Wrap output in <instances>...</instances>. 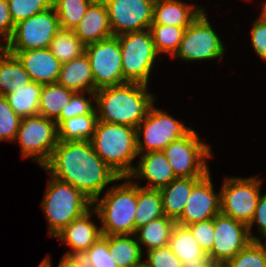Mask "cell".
Masks as SVG:
<instances>
[{"label":"cell","mask_w":266,"mask_h":267,"mask_svg":"<svg viewBox=\"0 0 266 267\" xmlns=\"http://www.w3.org/2000/svg\"><path fill=\"white\" fill-rule=\"evenodd\" d=\"M220 267H266V246L261 241H251L234 258Z\"/></svg>","instance_id":"cell-35"},{"label":"cell","mask_w":266,"mask_h":267,"mask_svg":"<svg viewBox=\"0 0 266 267\" xmlns=\"http://www.w3.org/2000/svg\"><path fill=\"white\" fill-rule=\"evenodd\" d=\"M58 267H87L81 255L64 254Z\"/></svg>","instance_id":"cell-45"},{"label":"cell","mask_w":266,"mask_h":267,"mask_svg":"<svg viewBox=\"0 0 266 267\" xmlns=\"http://www.w3.org/2000/svg\"><path fill=\"white\" fill-rule=\"evenodd\" d=\"M175 225L176 221L167 216H163L137 229L135 236L142 253L144 254V252L151 249L168 246ZM143 246L147 248L145 249L146 251H143Z\"/></svg>","instance_id":"cell-27"},{"label":"cell","mask_w":266,"mask_h":267,"mask_svg":"<svg viewBox=\"0 0 266 267\" xmlns=\"http://www.w3.org/2000/svg\"><path fill=\"white\" fill-rule=\"evenodd\" d=\"M197 133L192 128L162 150L176 178L204 177L210 172L207 160L213 156V152L210 144L203 143Z\"/></svg>","instance_id":"cell-7"},{"label":"cell","mask_w":266,"mask_h":267,"mask_svg":"<svg viewBox=\"0 0 266 267\" xmlns=\"http://www.w3.org/2000/svg\"><path fill=\"white\" fill-rule=\"evenodd\" d=\"M186 227L191 231L201 248L208 254L214 243V218L195 222Z\"/></svg>","instance_id":"cell-40"},{"label":"cell","mask_w":266,"mask_h":267,"mask_svg":"<svg viewBox=\"0 0 266 267\" xmlns=\"http://www.w3.org/2000/svg\"><path fill=\"white\" fill-rule=\"evenodd\" d=\"M168 247L182 261L183 267H218L186 226L175 225Z\"/></svg>","instance_id":"cell-20"},{"label":"cell","mask_w":266,"mask_h":267,"mask_svg":"<svg viewBox=\"0 0 266 267\" xmlns=\"http://www.w3.org/2000/svg\"><path fill=\"white\" fill-rule=\"evenodd\" d=\"M110 257L118 267H138L143 263V255L135 234L109 235Z\"/></svg>","instance_id":"cell-25"},{"label":"cell","mask_w":266,"mask_h":267,"mask_svg":"<svg viewBox=\"0 0 266 267\" xmlns=\"http://www.w3.org/2000/svg\"><path fill=\"white\" fill-rule=\"evenodd\" d=\"M258 226V232L259 234H261V238H265L266 237V193L263 195H260L255 212H254V216L252 218V220L250 221V223L248 224V232H249V236L251 238L252 241H261L260 237H257L256 235H252V227L255 224Z\"/></svg>","instance_id":"cell-42"},{"label":"cell","mask_w":266,"mask_h":267,"mask_svg":"<svg viewBox=\"0 0 266 267\" xmlns=\"http://www.w3.org/2000/svg\"><path fill=\"white\" fill-rule=\"evenodd\" d=\"M41 91L42 85L31 81L25 87L12 89L5 97L13 111L24 118L38 115Z\"/></svg>","instance_id":"cell-29"},{"label":"cell","mask_w":266,"mask_h":267,"mask_svg":"<svg viewBox=\"0 0 266 267\" xmlns=\"http://www.w3.org/2000/svg\"><path fill=\"white\" fill-rule=\"evenodd\" d=\"M94 0H52L62 29L73 30Z\"/></svg>","instance_id":"cell-34"},{"label":"cell","mask_w":266,"mask_h":267,"mask_svg":"<svg viewBox=\"0 0 266 267\" xmlns=\"http://www.w3.org/2000/svg\"><path fill=\"white\" fill-rule=\"evenodd\" d=\"M97 121V115H79L63 120L57 126L58 140L91 141Z\"/></svg>","instance_id":"cell-31"},{"label":"cell","mask_w":266,"mask_h":267,"mask_svg":"<svg viewBox=\"0 0 266 267\" xmlns=\"http://www.w3.org/2000/svg\"><path fill=\"white\" fill-rule=\"evenodd\" d=\"M138 156L139 161L128 177L140 181L146 179L148 184L144 188L160 189L176 179L173 168L162 151H150Z\"/></svg>","instance_id":"cell-18"},{"label":"cell","mask_w":266,"mask_h":267,"mask_svg":"<svg viewBox=\"0 0 266 267\" xmlns=\"http://www.w3.org/2000/svg\"><path fill=\"white\" fill-rule=\"evenodd\" d=\"M143 263L148 267H183L182 261L168 247L155 248L147 251Z\"/></svg>","instance_id":"cell-41"},{"label":"cell","mask_w":266,"mask_h":267,"mask_svg":"<svg viewBox=\"0 0 266 267\" xmlns=\"http://www.w3.org/2000/svg\"><path fill=\"white\" fill-rule=\"evenodd\" d=\"M60 29L53 6L15 24L13 33L2 47L7 51L48 48Z\"/></svg>","instance_id":"cell-12"},{"label":"cell","mask_w":266,"mask_h":267,"mask_svg":"<svg viewBox=\"0 0 266 267\" xmlns=\"http://www.w3.org/2000/svg\"><path fill=\"white\" fill-rule=\"evenodd\" d=\"M123 179L125 182H115L93 202V215L100 220L104 236L135 234L137 184L129 177Z\"/></svg>","instance_id":"cell-3"},{"label":"cell","mask_w":266,"mask_h":267,"mask_svg":"<svg viewBox=\"0 0 266 267\" xmlns=\"http://www.w3.org/2000/svg\"><path fill=\"white\" fill-rule=\"evenodd\" d=\"M38 267H52V260L50 257H45V259H43L41 261V263L39 264Z\"/></svg>","instance_id":"cell-47"},{"label":"cell","mask_w":266,"mask_h":267,"mask_svg":"<svg viewBox=\"0 0 266 267\" xmlns=\"http://www.w3.org/2000/svg\"><path fill=\"white\" fill-rule=\"evenodd\" d=\"M214 229V243L208 255L218 267L234 258L252 241L247 224L222 213L214 217Z\"/></svg>","instance_id":"cell-15"},{"label":"cell","mask_w":266,"mask_h":267,"mask_svg":"<svg viewBox=\"0 0 266 267\" xmlns=\"http://www.w3.org/2000/svg\"><path fill=\"white\" fill-rule=\"evenodd\" d=\"M121 48L123 77L127 82L148 85L154 63L158 58L149 29L117 36Z\"/></svg>","instance_id":"cell-6"},{"label":"cell","mask_w":266,"mask_h":267,"mask_svg":"<svg viewBox=\"0 0 266 267\" xmlns=\"http://www.w3.org/2000/svg\"><path fill=\"white\" fill-rule=\"evenodd\" d=\"M57 83L74 92H95L91 64L86 53L61 65Z\"/></svg>","instance_id":"cell-24"},{"label":"cell","mask_w":266,"mask_h":267,"mask_svg":"<svg viewBox=\"0 0 266 267\" xmlns=\"http://www.w3.org/2000/svg\"><path fill=\"white\" fill-rule=\"evenodd\" d=\"M138 267H148L146 264L142 263L141 265H139Z\"/></svg>","instance_id":"cell-48"},{"label":"cell","mask_w":266,"mask_h":267,"mask_svg":"<svg viewBox=\"0 0 266 267\" xmlns=\"http://www.w3.org/2000/svg\"><path fill=\"white\" fill-rule=\"evenodd\" d=\"M113 36L150 28L155 0H103Z\"/></svg>","instance_id":"cell-14"},{"label":"cell","mask_w":266,"mask_h":267,"mask_svg":"<svg viewBox=\"0 0 266 267\" xmlns=\"http://www.w3.org/2000/svg\"><path fill=\"white\" fill-rule=\"evenodd\" d=\"M81 256L87 267H118L110 257L108 236H100Z\"/></svg>","instance_id":"cell-38"},{"label":"cell","mask_w":266,"mask_h":267,"mask_svg":"<svg viewBox=\"0 0 266 267\" xmlns=\"http://www.w3.org/2000/svg\"><path fill=\"white\" fill-rule=\"evenodd\" d=\"M94 151L120 177H128L138 158L136 128L97 121L91 139Z\"/></svg>","instance_id":"cell-4"},{"label":"cell","mask_w":266,"mask_h":267,"mask_svg":"<svg viewBox=\"0 0 266 267\" xmlns=\"http://www.w3.org/2000/svg\"><path fill=\"white\" fill-rule=\"evenodd\" d=\"M85 48L73 30L62 28L57 31L48 47L62 64L82 56Z\"/></svg>","instance_id":"cell-32"},{"label":"cell","mask_w":266,"mask_h":267,"mask_svg":"<svg viewBox=\"0 0 266 267\" xmlns=\"http://www.w3.org/2000/svg\"><path fill=\"white\" fill-rule=\"evenodd\" d=\"M191 129L166 111L155 108L153 104L146 117L136 127L138 154L162 151L169 143L182 138Z\"/></svg>","instance_id":"cell-11"},{"label":"cell","mask_w":266,"mask_h":267,"mask_svg":"<svg viewBox=\"0 0 266 267\" xmlns=\"http://www.w3.org/2000/svg\"><path fill=\"white\" fill-rule=\"evenodd\" d=\"M73 93L58 83L42 85L38 115L56 121Z\"/></svg>","instance_id":"cell-30"},{"label":"cell","mask_w":266,"mask_h":267,"mask_svg":"<svg viewBox=\"0 0 266 267\" xmlns=\"http://www.w3.org/2000/svg\"><path fill=\"white\" fill-rule=\"evenodd\" d=\"M85 53L91 64L95 91L127 82L122 73L121 48L117 36L86 45Z\"/></svg>","instance_id":"cell-13"},{"label":"cell","mask_w":266,"mask_h":267,"mask_svg":"<svg viewBox=\"0 0 266 267\" xmlns=\"http://www.w3.org/2000/svg\"><path fill=\"white\" fill-rule=\"evenodd\" d=\"M149 30L159 57L161 54H168L172 58L179 48L185 29L171 25L151 24Z\"/></svg>","instance_id":"cell-33"},{"label":"cell","mask_w":266,"mask_h":267,"mask_svg":"<svg viewBox=\"0 0 266 267\" xmlns=\"http://www.w3.org/2000/svg\"><path fill=\"white\" fill-rule=\"evenodd\" d=\"M155 99L149 93L148 85L136 82L99 88L95 91L98 121L136 128Z\"/></svg>","instance_id":"cell-2"},{"label":"cell","mask_w":266,"mask_h":267,"mask_svg":"<svg viewBox=\"0 0 266 267\" xmlns=\"http://www.w3.org/2000/svg\"><path fill=\"white\" fill-rule=\"evenodd\" d=\"M263 7H262V12H261V15H259L258 17H257V19L259 20V21H261V22H263L264 24H266V0H265V2H263Z\"/></svg>","instance_id":"cell-46"},{"label":"cell","mask_w":266,"mask_h":267,"mask_svg":"<svg viewBox=\"0 0 266 267\" xmlns=\"http://www.w3.org/2000/svg\"><path fill=\"white\" fill-rule=\"evenodd\" d=\"M211 174L208 172L192 189L181 217L176 224H189L212 219L220 210V191L213 188Z\"/></svg>","instance_id":"cell-16"},{"label":"cell","mask_w":266,"mask_h":267,"mask_svg":"<svg viewBox=\"0 0 266 267\" xmlns=\"http://www.w3.org/2000/svg\"><path fill=\"white\" fill-rule=\"evenodd\" d=\"M73 31L85 46L112 37L104 1L94 0Z\"/></svg>","instance_id":"cell-21"},{"label":"cell","mask_w":266,"mask_h":267,"mask_svg":"<svg viewBox=\"0 0 266 267\" xmlns=\"http://www.w3.org/2000/svg\"><path fill=\"white\" fill-rule=\"evenodd\" d=\"M21 118L9 106L5 96H0V142L16 138Z\"/></svg>","instance_id":"cell-39"},{"label":"cell","mask_w":266,"mask_h":267,"mask_svg":"<svg viewBox=\"0 0 266 267\" xmlns=\"http://www.w3.org/2000/svg\"><path fill=\"white\" fill-rule=\"evenodd\" d=\"M88 93L92 99L85 95ZM95 92H74L69 100V103L63 107L60 117L55 121L57 126L66 119L79 115H97L95 106Z\"/></svg>","instance_id":"cell-36"},{"label":"cell","mask_w":266,"mask_h":267,"mask_svg":"<svg viewBox=\"0 0 266 267\" xmlns=\"http://www.w3.org/2000/svg\"><path fill=\"white\" fill-rule=\"evenodd\" d=\"M15 141L21 148V157H31L43 167L59 141L57 124L41 115L21 118Z\"/></svg>","instance_id":"cell-8"},{"label":"cell","mask_w":266,"mask_h":267,"mask_svg":"<svg viewBox=\"0 0 266 267\" xmlns=\"http://www.w3.org/2000/svg\"><path fill=\"white\" fill-rule=\"evenodd\" d=\"M42 168L48 175L81 191L92 202L108 184L123 180L94 151L90 141H58Z\"/></svg>","instance_id":"cell-1"},{"label":"cell","mask_w":266,"mask_h":267,"mask_svg":"<svg viewBox=\"0 0 266 267\" xmlns=\"http://www.w3.org/2000/svg\"><path fill=\"white\" fill-rule=\"evenodd\" d=\"M14 24L52 6V0H7Z\"/></svg>","instance_id":"cell-37"},{"label":"cell","mask_w":266,"mask_h":267,"mask_svg":"<svg viewBox=\"0 0 266 267\" xmlns=\"http://www.w3.org/2000/svg\"><path fill=\"white\" fill-rule=\"evenodd\" d=\"M224 43L212 28L203 10L183 33L173 58L189 61L217 60L225 55Z\"/></svg>","instance_id":"cell-10"},{"label":"cell","mask_w":266,"mask_h":267,"mask_svg":"<svg viewBox=\"0 0 266 267\" xmlns=\"http://www.w3.org/2000/svg\"><path fill=\"white\" fill-rule=\"evenodd\" d=\"M137 209L135 213V231L151 221L164 215L159 189H148L140 186L137 181Z\"/></svg>","instance_id":"cell-28"},{"label":"cell","mask_w":266,"mask_h":267,"mask_svg":"<svg viewBox=\"0 0 266 267\" xmlns=\"http://www.w3.org/2000/svg\"><path fill=\"white\" fill-rule=\"evenodd\" d=\"M31 82L29 74L14 54L0 47V96L20 89Z\"/></svg>","instance_id":"cell-26"},{"label":"cell","mask_w":266,"mask_h":267,"mask_svg":"<svg viewBox=\"0 0 266 267\" xmlns=\"http://www.w3.org/2000/svg\"><path fill=\"white\" fill-rule=\"evenodd\" d=\"M250 33L256 55L266 61V24L258 19H254Z\"/></svg>","instance_id":"cell-43"},{"label":"cell","mask_w":266,"mask_h":267,"mask_svg":"<svg viewBox=\"0 0 266 267\" xmlns=\"http://www.w3.org/2000/svg\"><path fill=\"white\" fill-rule=\"evenodd\" d=\"M203 177L176 178L159 189L164 215L177 221L186 206L193 187Z\"/></svg>","instance_id":"cell-23"},{"label":"cell","mask_w":266,"mask_h":267,"mask_svg":"<svg viewBox=\"0 0 266 267\" xmlns=\"http://www.w3.org/2000/svg\"><path fill=\"white\" fill-rule=\"evenodd\" d=\"M49 181L41 201L49 236L55 237L73 220L93 207V202L81 191L49 175Z\"/></svg>","instance_id":"cell-5"},{"label":"cell","mask_w":266,"mask_h":267,"mask_svg":"<svg viewBox=\"0 0 266 267\" xmlns=\"http://www.w3.org/2000/svg\"><path fill=\"white\" fill-rule=\"evenodd\" d=\"M203 6L181 0H155L152 24L171 25L186 29L206 10Z\"/></svg>","instance_id":"cell-22"},{"label":"cell","mask_w":266,"mask_h":267,"mask_svg":"<svg viewBox=\"0 0 266 267\" xmlns=\"http://www.w3.org/2000/svg\"><path fill=\"white\" fill-rule=\"evenodd\" d=\"M258 176L226 177L220 189V210L225 216L249 224L261 195Z\"/></svg>","instance_id":"cell-9"},{"label":"cell","mask_w":266,"mask_h":267,"mask_svg":"<svg viewBox=\"0 0 266 267\" xmlns=\"http://www.w3.org/2000/svg\"><path fill=\"white\" fill-rule=\"evenodd\" d=\"M8 52L17 57L31 81L41 85L57 83L62 63L48 48Z\"/></svg>","instance_id":"cell-17"},{"label":"cell","mask_w":266,"mask_h":267,"mask_svg":"<svg viewBox=\"0 0 266 267\" xmlns=\"http://www.w3.org/2000/svg\"><path fill=\"white\" fill-rule=\"evenodd\" d=\"M14 26L15 24L10 15L8 1L0 0V47L2 46L1 43H6L11 37Z\"/></svg>","instance_id":"cell-44"},{"label":"cell","mask_w":266,"mask_h":267,"mask_svg":"<svg viewBox=\"0 0 266 267\" xmlns=\"http://www.w3.org/2000/svg\"><path fill=\"white\" fill-rule=\"evenodd\" d=\"M92 213L93 207L81 217L70 222L54 237L71 248L65 254L82 255L102 236L101 228L91 220Z\"/></svg>","instance_id":"cell-19"}]
</instances>
